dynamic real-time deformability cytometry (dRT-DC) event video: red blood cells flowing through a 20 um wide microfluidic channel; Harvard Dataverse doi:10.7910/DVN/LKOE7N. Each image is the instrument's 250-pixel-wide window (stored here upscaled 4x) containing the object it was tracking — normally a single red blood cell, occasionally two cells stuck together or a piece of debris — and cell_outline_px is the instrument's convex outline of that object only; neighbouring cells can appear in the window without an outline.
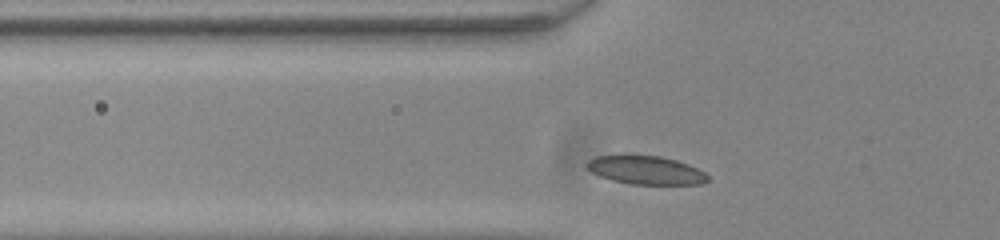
{"species": "common noctule bat (a hibernating species)", "species_latin": "Nyctalus noctula", "temperature_condition": "room temperature", "stored_images_in_passage": 30, "camera_frame_rate_fps": 3000, "um_per_image_px": 0.085, "animal": {"sex": "male", "body_mass_g": 20.0, "forearm_length_mm": 53.3}, "frame": {"image": 1, "passage_image": 4, "time_ms": 1.0, "image_size_px": [1000, 240], "cell_outline_px": [[708, 180], [700, 184], [632, 184], [612, 180], [600, 176], [592, 172], [584, 164], [588, 160], [596, 156], [624, 152], [632, 152], [660, 156], [676, 160], [688, 164], [704, 172], [708, 176]], "centroid_in_image_um": [54.81, 14.4], "position_along_channel_um": 71.0, "area_um2": 20.75}}
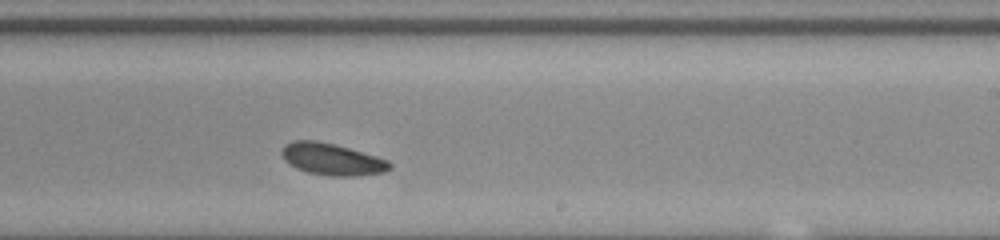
{"frame": {"image": 2, "passage_image": 19, "time_ms": 6.0, "image_size_px": [1000, 240], "cell_outline_px": [[392, 168], [384, 172], [356, 176], [328, 176], [308, 172], [296, 168], [288, 164], [284, 160], [280, 152], [284, 144], [292, 140], [316, 140], [348, 148], [376, 156], [388, 160], [392, 164]], "centroid_in_image_um": [28.18, 13.54], "position_along_channel_um": 260.8, "area_um2": 20.11}}
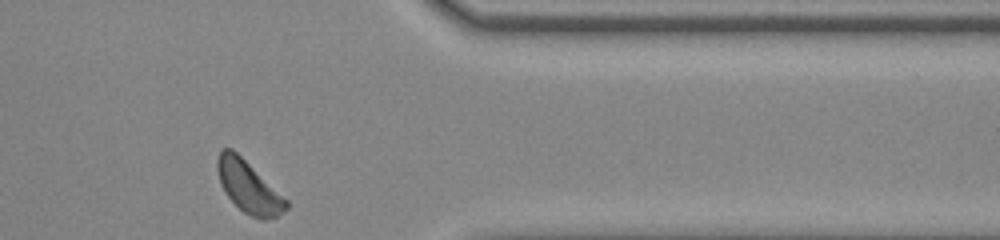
{"frame": {"image": 3, "passage_image": 30, "time_ms": 9.667, "image_size_px": [1000, 240], "cell_outline_px": [[288, 208], [276, 216], [264, 220], [252, 216], [244, 212], [228, 196], [220, 184], [216, 168], [216, 160], [220, 148], [232, 148], [288, 200]], "centroid_in_image_um": [21.11, 15.86], "position_along_channel_um": 390.3, "area_um2": 20.52}, "authors_computed_cell_mechanics": {"area_um2": 20.0855, "velocity_mm_per_s": 3.8435, "shape_relaxation_time_tau1_ms": 5.5779, "shape_relaxation_time_tau2_ms": 3.0017, "deformation_change_tau1": 0.1149, "deformation_change_tau2": 0.0465}}